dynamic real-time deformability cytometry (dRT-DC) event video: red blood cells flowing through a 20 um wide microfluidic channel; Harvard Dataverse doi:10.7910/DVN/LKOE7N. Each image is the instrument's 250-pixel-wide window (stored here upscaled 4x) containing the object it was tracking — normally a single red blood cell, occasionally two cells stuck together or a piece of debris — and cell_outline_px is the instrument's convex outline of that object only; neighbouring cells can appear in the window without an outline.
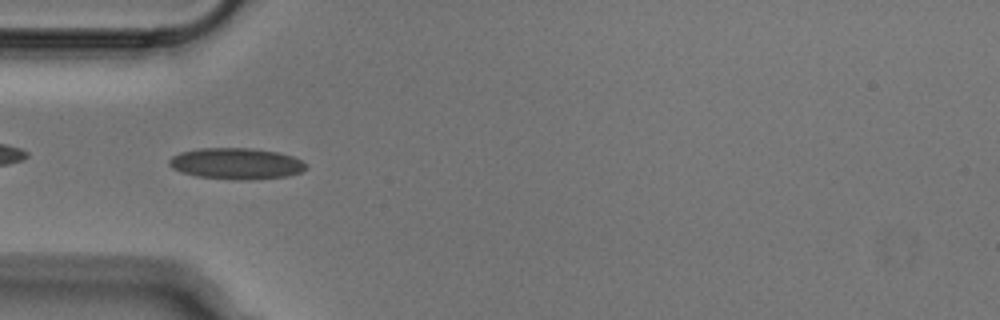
{"species": "Egyptian fruit bat (a non-hibernating species)", "species_latin": "Rousettus aegyptiacus", "temperature_condition": "cold", "stored_images_in_passage": 38, "camera_frame_rate_fps": 3000, "um_per_image_px": 0.085, "animal": {"sex": "male"}, "frame": {"image": 1, "passage_image": 2, "time_ms": 0.333, "image_size_px": [1000, 320], "cell_outline_px": [[308, 168], [300, 172], [288, 176], [252, 180], [236, 180], [196, 176], [180, 172], [172, 168], [168, 164], [168, 160], [172, 156], [180, 152], [200, 148], [248, 148], [276, 152], [292, 156], [308, 164]], "centroid_in_image_um": [20.07, 13.91], "position_along_channel_um": 64.9, "area_um2": 25.09}}
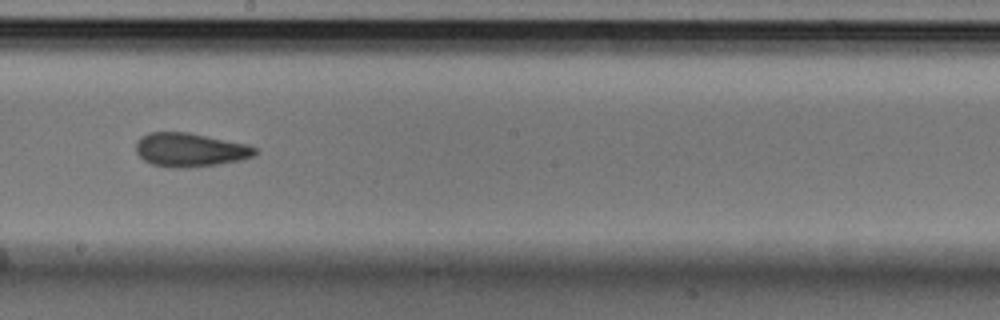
{"frame": {"image": 2, "passage_image": 15, "time_ms": 4.667, "image_size_px": [1000, 320], "cell_outline_px": [[256, 152], [252, 156], [244, 160], [188, 168], [172, 168], [152, 164], [144, 160], [136, 152], [136, 140], [140, 136], [148, 132], [188, 132], [248, 144], [256, 148]], "centroid_in_image_um": [16.13, 12.73], "position_along_channel_um": 232.1, "area_um2": 23.58}}
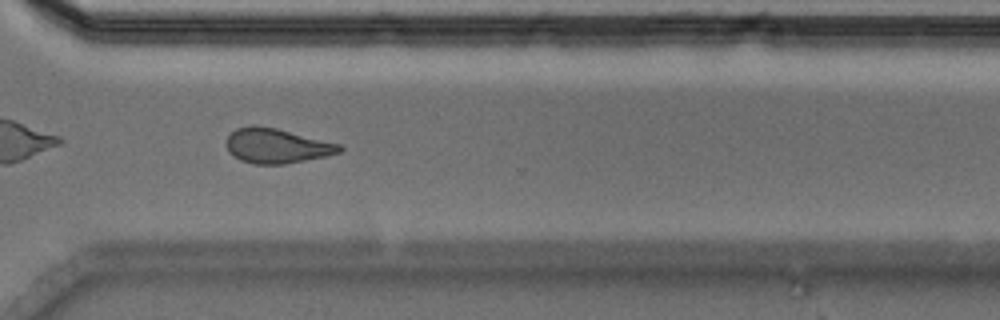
{"frame": {"image": 3, "passage_image": 24, "time_ms": 7.667, "image_size_px": [1000, 320], "cell_outline_px": [[344, 148], [340, 152], [324, 156], [284, 164], [252, 164], [240, 160], [232, 156], [228, 152], [228, 136], [236, 128], [252, 124], [256, 124], [276, 128], [340, 144]], "centroid_in_image_um": [23.49, 12.39], "position_along_channel_um": 347.1, "area_um2": 22.83}}